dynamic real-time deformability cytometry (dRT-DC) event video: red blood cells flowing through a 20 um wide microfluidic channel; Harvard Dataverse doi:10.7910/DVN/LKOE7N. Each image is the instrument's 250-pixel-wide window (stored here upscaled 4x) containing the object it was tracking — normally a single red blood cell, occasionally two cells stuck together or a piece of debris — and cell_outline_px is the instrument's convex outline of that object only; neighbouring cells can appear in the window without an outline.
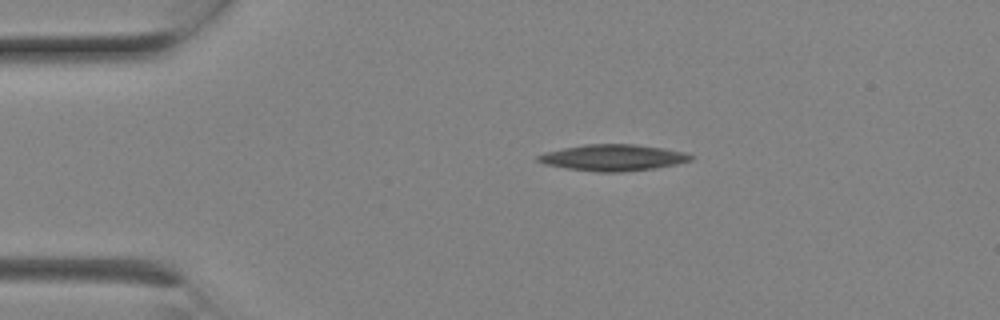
{"species": "Egyptian fruit bat (a non-hibernating species)", "species_latin": "Rousettus aegyptiacus", "temperature_condition": "room temperature", "stored_images_in_passage": 3, "camera_frame_rate_fps": 3000, "um_per_image_px": 0.085, "animal": {"sex": "female"}, "frame": {"image": 1, "passage_image": 1, "time_ms": 0.0, "image_size_px": [1000, 320], "cell_outline_px": [[696, 156], [692, 160], [676, 164], [656, 168], [624, 172], [596, 172], [568, 168], [544, 164], [536, 160], [536, 156], [544, 152], [584, 144], [636, 144], [664, 148], [688, 152]], "centroid_in_image_um": [52.16, 13.39], "position_along_channel_um": 32.8, "area_um2": 23.7}}